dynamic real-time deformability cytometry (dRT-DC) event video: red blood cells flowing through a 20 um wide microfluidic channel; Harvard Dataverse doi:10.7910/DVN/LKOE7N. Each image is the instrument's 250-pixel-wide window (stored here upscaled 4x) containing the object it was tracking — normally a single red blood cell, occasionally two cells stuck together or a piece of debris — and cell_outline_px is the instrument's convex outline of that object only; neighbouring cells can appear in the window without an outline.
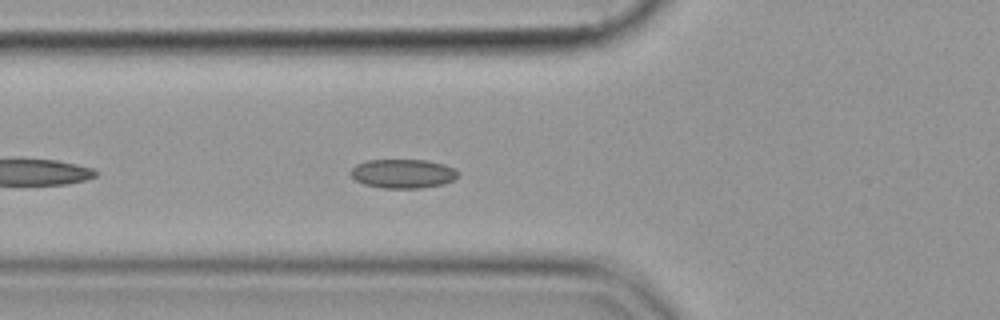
{"species": "common noctule bat (a hibernating species)", "species_latin": "Nyctalus noctula", "temperature_condition": "cold", "stored_images_in_passage": 18, "camera_frame_rate_fps": 3000, "um_per_image_px": 0.085, "animal": {"sex": "female", "body_mass_g": 19.9}, "frame": {"image": 1, "passage_image": 6, "time_ms": 1.667, "image_size_px": [1000, 320], "cell_outline_px": [[460, 176], [444, 184], [420, 188], [384, 188], [364, 184], [356, 180], [348, 172], [356, 164], [368, 160], [424, 160], [444, 164], [456, 168], [460, 172]], "centroid_in_image_um": [34.28, 14.75], "position_along_channel_um": 91.5, "area_um2": 18.32}}
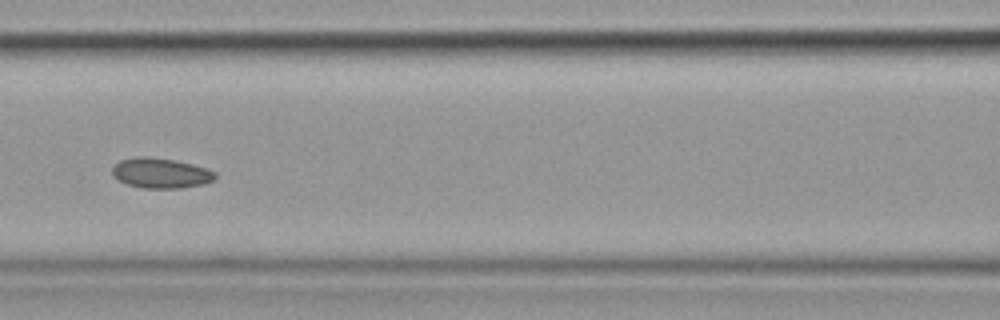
{"frame": {"image": 2, "passage_image": 11, "time_ms": 3.333, "image_size_px": [1000, 320], "cell_outline_px": [[216, 180], [204, 184], [180, 188], [140, 188], [128, 184], [112, 176], [112, 168], [120, 160], [136, 156], [144, 156], [172, 160], [192, 164], [208, 168], [216, 172]], "centroid_in_image_um": [13.69, 14.72], "position_along_channel_um": 152.9, "area_um2": 18.15}}